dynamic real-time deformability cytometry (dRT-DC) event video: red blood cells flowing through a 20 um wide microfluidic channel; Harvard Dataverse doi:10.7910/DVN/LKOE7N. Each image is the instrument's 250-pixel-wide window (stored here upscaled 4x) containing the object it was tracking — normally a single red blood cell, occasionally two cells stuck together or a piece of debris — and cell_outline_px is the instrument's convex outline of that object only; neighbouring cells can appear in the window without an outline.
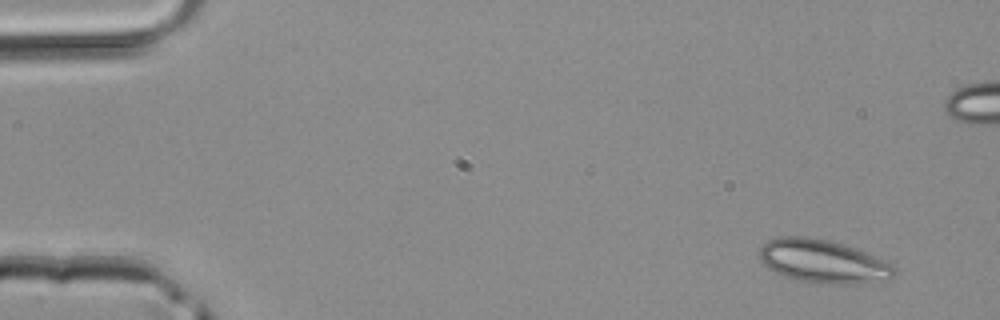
{"species": "common noctule bat (a hibernating species)", "species_latin": "Nyctalus noctula", "temperature_condition": "room temperature", "stored_images_in_passage": 5, "camera_frame_rate_fps": 3000, "um_per_image_px": 0.085, "animal": {"sex": "male", "body_mass_g": 20.4}, "frame": {"image": 1, "passage_image": 1, "time_ms": 0.0, "image_size_px": [1000, 320], "cell_outline_px": [[896, 272], [892, 276], [884, 280], [848, 284], [820, 284], [800, 280], [784, 276], [768, 268], [760, 260], [760, 248], [768, 240], [780, 236], [804, 236], [828, 240], [864, 252], [884, 260], [892, 264], [896, 268]], "centroid_in_image_um": [69.93, 22.22], "position_along_channel_um": 15.1, "area_um2": 33.64}}
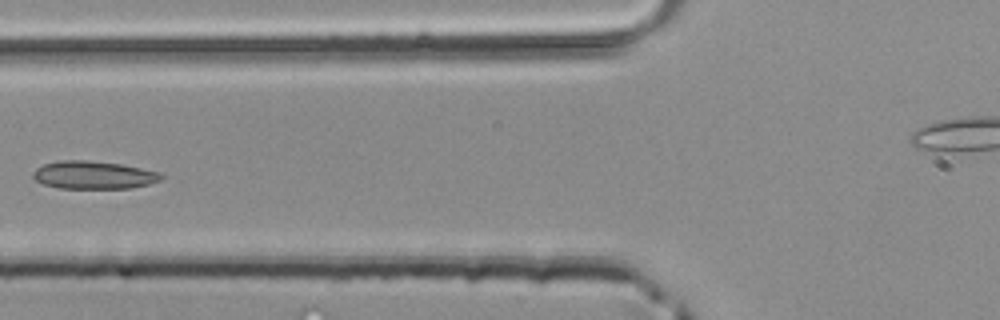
{"frame": {"image": 2, "passage_image": 5, "time_ms": 1.333, "image_size_px": [1000, 320], "cell_outline_px": [[164, 180], [132, 188], [60, 188], [44, 184], [36, 180], [32, 176], [32, 172], [36, 168], [44, 164], [60, 160], [84, 160], [120, 164], [160, 172], [164, 176]], "centroid_in_image_um": [7.97, 14.88], "position_along_channel_um": 117.8, "area_um2": 20.81}}